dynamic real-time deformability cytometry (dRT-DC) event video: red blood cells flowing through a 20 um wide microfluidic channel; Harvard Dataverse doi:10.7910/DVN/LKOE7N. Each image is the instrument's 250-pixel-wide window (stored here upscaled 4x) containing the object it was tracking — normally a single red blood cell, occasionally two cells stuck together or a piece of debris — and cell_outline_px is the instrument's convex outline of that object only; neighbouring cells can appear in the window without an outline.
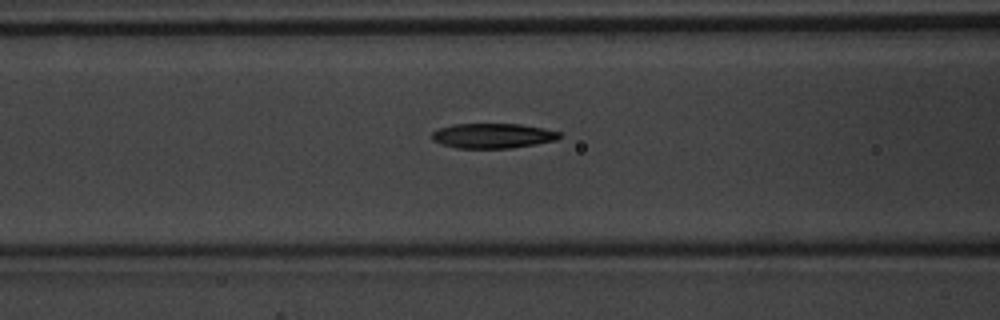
{"species": "common noctule bat (a hibernating species)", "species_latin": "Nyctalus noctula", "temperature_condition": "warm", "stored_images_in_passage": 38, "camera_frame_rate_fps": 3000, "um_per_image_px": 0.085, "animal": {"sex": "male", "body_mass_g": 20.1, "forearm_length_mm": 53.5}, "frame": {"image": 1, "passage_image": 10, "time_ms": 3.0, "image_size_px": [1000, 320], "cell_outline_px": [[564, 136], [556, 140], [536, 144], [512, 148], [456, 148], [432, 140], [432, 132], [440, 128], [452, 124], [520, 124], [544, 128], [560, 132]], "centroid_in_image_um": [41.93, 11.54], "position_along_channel_um": 124.7, "area_um2": 18.55}}
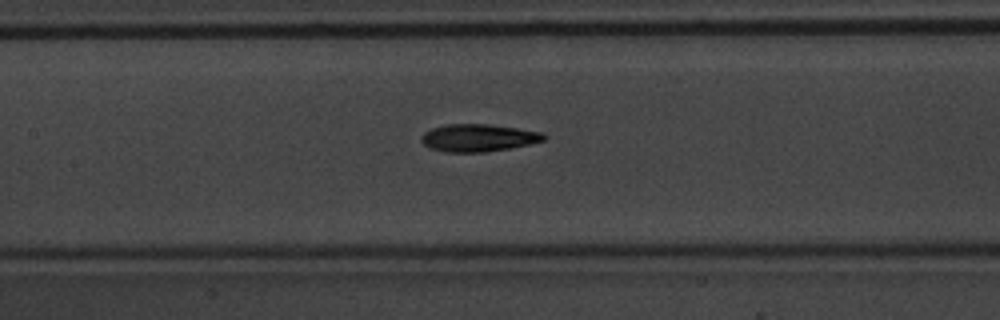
{"frame": {"image": 2, "passage_image": 13, "time_ms": 4.0, "image_size_px": [1000, 320], "cell_outline_px": [[548, 136], [544, 140], [528, 144], [508, 148], [484, 152], [444, 152], [428, 148], [420, 140], [420, 136], [424, 132], [432, 128], [448, 124], [488, 124], [544, 132]], "centroid_in_image_um": [40.63, 11.71], "position_along_channel_um": 166.8, "area_um2": 19.65}}
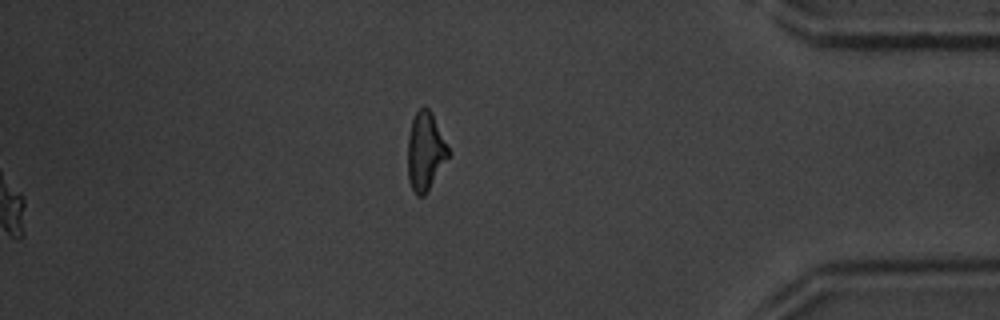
{"frame": {"image": 3, "passage_image": 32, "time_ms": 10.333, "image_size_px": [1000, 320], "cell_outline_px": [[448, 156], [424, 196], [416, 196], [408, 180], [408, 136], [412, 120], [416, 112], [420, 108], [428, 108], [432, 112], [448, 148]], "centroid_in_image_um": [36.12, 12.86], "position_along_channel_um": 399.1, "area_um2": 18.03}}